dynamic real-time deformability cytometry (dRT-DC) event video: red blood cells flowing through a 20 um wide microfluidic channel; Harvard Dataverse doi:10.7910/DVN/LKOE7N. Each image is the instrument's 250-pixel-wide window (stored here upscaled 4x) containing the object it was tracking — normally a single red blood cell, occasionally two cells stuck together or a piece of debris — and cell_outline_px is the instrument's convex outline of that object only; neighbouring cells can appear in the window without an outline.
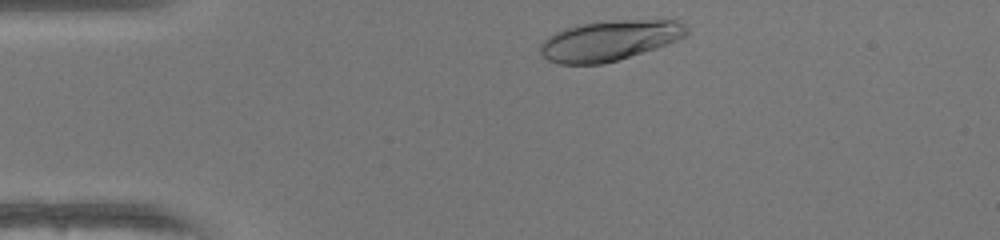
{"species": "human", "species_latin": "Homo sapiens", "temperature_condition": "warm", "stored_images_in_passage": 30, "camera_frame_rate_fps": 3000, "um_per_image_px": 0.085, "donor": {"sex": "female"}, "frame": {"image": 1, "passage_image": 2, "time_ms": 0.333, "image_size_px": [1000, 240], "cell_outline_px": [[688, 32], [684, 36], [668, 44], [656, 48], [604, 64], [556, 64], [548, 60], [540, 52], [540, 44], [548, 36], [564, 28], [580, 24], [620, 20], [676, 20], [684, 24], [688, 28]], "centroid_in_image_um": [51.79, 3.45], "position_along_channel_um": 33.2, "area_um2": 34.16}}
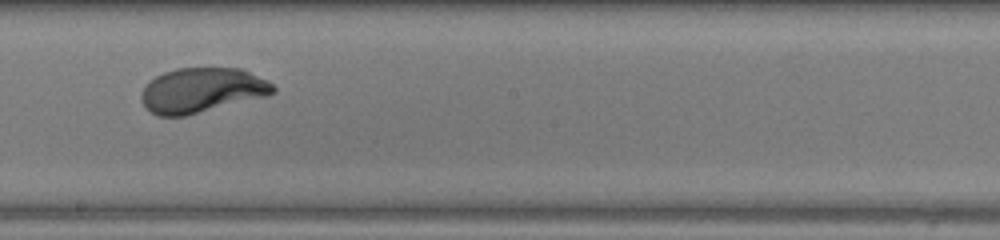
{"frame": {"image": 2, "passage_image": 20, "time_ms": 6.333, "image_size_px": [1000, 240], "cell_outline_px": [[276, 92], [268, 96], [184, 116], [160, 116], [152, 112], [144, 104], [140, 96], [148, 80], [164, 72], [176, 68], [244, 68], [268, 80], [276, 88]], "centroid_in_image_um": [17.2, 7.65], "position_along_channel_um": 231.0, "area_um2": 34.56}}
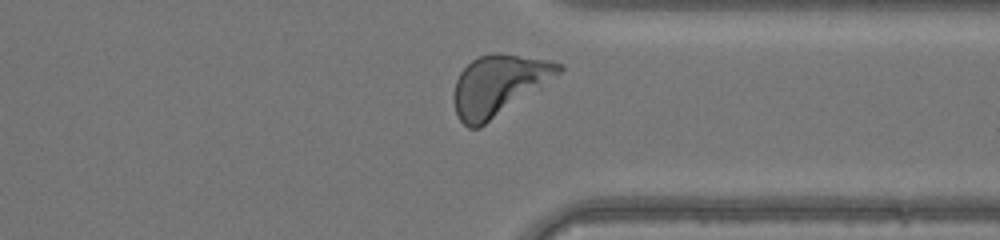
{"frame": {"image": 3, "passage_image": 30, "time_ms": 9.667, "image_size_px": [1000, 240], "cell_outline_px": [[564, 68], [560, 72], [480, 128], [468, 128], [460, 120], [456, 112], [452, 96], [456, 80], [460, 72], [472, 60], [480, 56], [496, 52], [500, 52], [544, 60], [564, 64]], "centroid_in_image_um": [42.31, 7.24], "position_along_channel_um": 369.1, "area_um2": 36.13}, "authors_computed_cell_mechanics": {"area_um2": 34.5355, "velocity_mm_per_s": 4.1568, "shape_relaxation_time_tau1_ms": 1.9864, "shape_relaxation_time_tau2_ms": null, "deformation_change_tau1": 0.1542, "deformation_change_tau2": null}}